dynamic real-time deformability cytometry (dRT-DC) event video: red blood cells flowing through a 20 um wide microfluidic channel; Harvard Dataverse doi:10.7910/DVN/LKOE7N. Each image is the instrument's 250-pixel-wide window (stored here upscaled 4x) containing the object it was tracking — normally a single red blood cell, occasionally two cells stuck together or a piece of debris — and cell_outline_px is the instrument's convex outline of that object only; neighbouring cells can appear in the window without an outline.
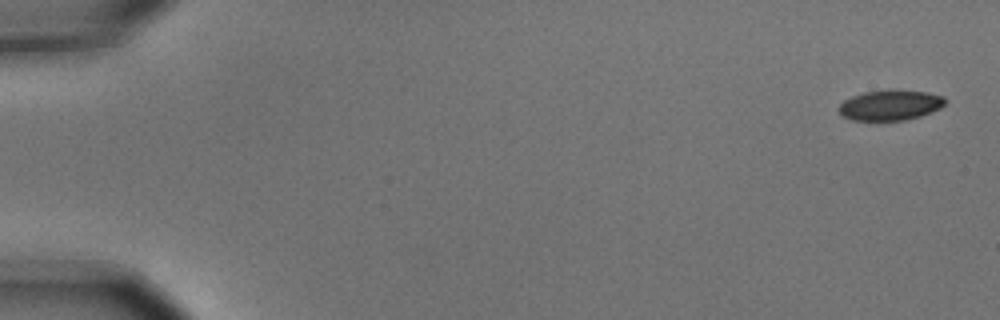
{"species": "common noctule bat (a hibernating species)", "species_latin": "Nyctalus noctula", "temperature_condition": "cold", "stored_images_in_passage": 5, "camera_frame_rate_fps": 3000, "um_per_image_px": 0.085, "animal": {"sex": "male", "body_mass_g": 15.6}, "frame": {"image": 1, "passage_image": 1, "time_ms": 0.0, "image_size_px": [1000, 320], "cell_outline_px": [[948, 100], [940, 108], [932, 112], [920, 116], [904, 120], [852, 120], [844, 116], [840, 112], [840, 104], [844, 100], [852, 96], [864, 92], [928, 92], [944, 96]], "centroid_in_image_um": [75.71, 8.97], "position_along_channel_um": 9.3, "area_um2": 18.09}}
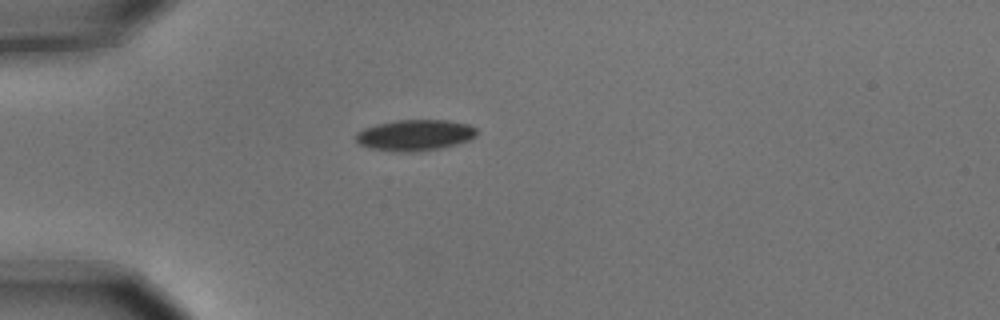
{"frame": {"image": 2, "passage_image": 5, "time_ms": 1.333, "image_size_px": [1000, 320], "cell_outline_px": [[476, 136], [468, 140], [456, 144], [440, 148], [412, 152], [396, 152], [372, 148], [360, 144], [356, 140], [356, 132], [364, 128], [376, 124], [396, 120], [448, 120], [468, 124], [476, 128]], "centroid_in_image_um": [35.26, 11.48], "position_along_channel_um": 49.7, "area_um2": 21.79}}